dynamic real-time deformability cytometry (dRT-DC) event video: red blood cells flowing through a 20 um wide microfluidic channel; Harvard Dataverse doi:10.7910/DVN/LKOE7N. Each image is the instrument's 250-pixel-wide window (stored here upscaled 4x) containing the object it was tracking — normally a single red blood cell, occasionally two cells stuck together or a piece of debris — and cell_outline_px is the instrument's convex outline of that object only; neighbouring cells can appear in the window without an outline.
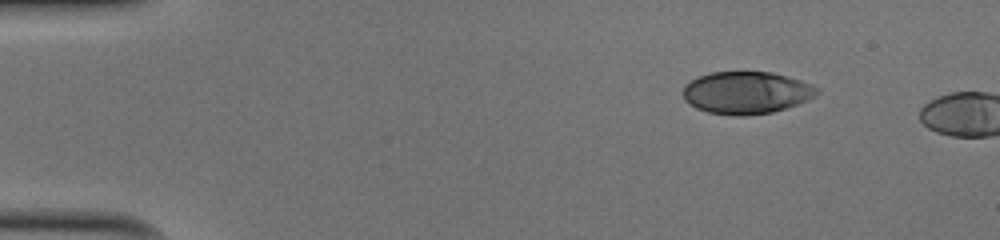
{"species": "human", "species_latin": "Homo sapiens", "temperature_condition": "cold", "stored_images_in_passage": 4, "camera_frame_rate_fps": 3000, "um_per_image_px": 0.085, "donor": {"sex": "male"}, "frame": {"image": 1, "passage_image": 1, "time_ms": 0.0, "image_size_px": [1000, 240], "cell_outline_px": [[820, 92], [816, 96], [808, 100], [772, 112], [744, 116], [736, 116], [708, 112], [696, 108], [684, 100], [684, 84], [700, 76], [712, 72], [772, 72], [788, 76], [812, 84], [820, 88]], "centroid_in_image_um": [63.47, 7.87], "position_along_channel_um": 21.5, "area_um2": 33.06}}